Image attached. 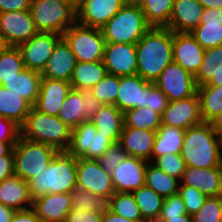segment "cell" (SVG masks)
Masks as SVG:
<instances>
[{"mask_svg": "<svg viewBox=\"0 0 222 222\" xmlns=\"http://www.w3.org/2000/svg\"><path fill=\"white\" fill-rule=\"evenodd\" d=\"M173 31L166 27H151L136 43L137 73L154 83L173 61Z\"/></svg>", "mask_w": 222, "mask_h": 222, "instance_id": "obj_1", "label": "cell"}, {"mask_svg": "<svg viewBox=\"0 0 222 222\" xmlns=\"http://www.w3.org/2000/svg\"><path fill=\"white\" fill-rule=\"evenodd\" d=\"M180 155L186 166L202 169L222 167L219 135L210 122H202L185 130Z\"/></svg>", "mask_w": 222, "mask_h": 222, "instance_id": "obj_2", "label": "cell"}, {"mask_svg": "<svg viewBox=\"0 0 222 222\" xmlns=\"http://www.w3.org/2000/svg\"><path fill=\"white\" fill-rule=\"evenodd\" d=\"M77 159L67 151H58L48 167L29 181L30 196L70 193L77 186Z\"/></svg>", "mask_w": 222, "mask_h": 222, "instance_id": "obj_3", "label": "cell"}, {"mask_svg": "<svg viewBox=\"0 0 222 222\" xmlns=\"http://www.w3.org/2000/svg\"><path fill=\"white\" fill-rule=\"evenodd\" d=\"M71 129L58 116L39 112L34 107L20 126V136L49 145L57 151H67L71 141Z\"/></svg>", "mask_w": 222, "mask_h": 222, "instance_id": "obj_4", "label": "cell"}, {"mask_svg": "<svg viewBox=\"0 0 222 222\" xmlns=\"http://www.w3.org/2000/svg\"><path fill=\"white\" fill-rule=\"evenodd\" d=\"M151 27L139 5L129 1L101 30L106 42L136 44Z\"/></svg>", "mask_w": 222, "mask_h": 222, "instance_id": "obj_5", "label": "cell"}, {"mask_svg": "<svg viewBox=\"0 0 222 222\" xmlns=\"http://www.w3.org/2000/svg\"><path fill=\"white\" fill-rule=\"evenodd\" d=\"M29 11L38 32L62 35L77 22L75 8L65 0H31Z\"/></svg>", "mask_w": 222, "mask_h": 222, "instance_id": "obj_6", "label": "cell"}, {"mask_svg": "<svg viewBox=\"0 0 222 222\" xmlns=\"http://www.w3.org/2000/svg\"><path fill=\"white\" fill-rule=\"evenodd\" d=\"M14 175L26 182L45 170L58 152L55 148L19 136L13 147Z\"/></svg>", "mask_w": 222, "mask_h": 222, "instance_id": "obj_7", "label": "cell"}, {"mask_svg": "<svg viewBox=\"0 0 222 222\" xmlns=\"http://www.w3.org/2000/svg\"><path fill=\"white\" fill-rule=\"evenodd\" d=\"M62 38L71 48L77 62L103 60L106 41L101 29L76 22L62 34Z\"/></svg>", "mask_w": 222, "mask_h": 222, "instance_id": "obj_8", "label": "cell"}, {"mask_svg": "<svg viewBox=\"0 0 222 222\" xmlns=\"http://www.w3.org/2000/svg\"><path fill=\"white\" fill-rule=\"evenodd\" d=\"M114 143L97 132L90 120L83 121L71 131V141L67 152L78 158L97 160Z\"/></svg>", "mask_w": 222, "mask_h": 222, "instance_id": "obj_9", "label": "cell"}, {"mask_svg": "<svg viewBox=\"0 0 222 222\" xmlns=\"http://www.w3.org/2000/svg\"><path fill=\"white\" fill-rule=\"evenodd\" d=\"M154 84L167 96L168 101L193 96L198 88L194 75L174 61L167 65Z\"/></svg>", "mask_w": 222, "mask_h": 222, "instance_id": "obj_10", "label": "cell"}, {"mask_svg": "<svg viewBox=\"0 0 222 222\" xmlns=\"http://www.w3.org/2000/svg\"><path fill=\"white\" fill-rule=\"evenodd\" d=\"M77 187L108 200L115 193L111 173L106 172L94 159H77Z\"/></svg>", "mask_w": 222, "mask_h": 222, "instance_id": "obj_11", "label": "cell"}, {"mask_svg": "<svg viewBox=\"0 0 222 222\" xmlns=\"http://www.w3.org/2000/svg\"><path fill=\"white\" fill-rule=\"evenodd\" d=\"M61 34L52 32H37L28 41L20 44L22 60L25 68L42 72L45 68Z\"/></svg>", "mask_w": 222, "mask_h": 222, "instance_id": "obj_12", "label": "cell"}, {"mask_svg": "<svg viewBox=\"0 0 222 222\" xmlns=\"http://www.w3.org/2000/svg\"><path fill=\"white\" fill-rule=\"evenodd\" d=\"M37 32L29 10L0 13V34L8 46L18 47Z\"/></svg>", "mask_w": 222, "mask_h": 222, "instance_id": "obj_13", "label": "cell"}, {"mask_svg": "<svg viewBox=\"0 0 222 222\" xmlns=\"http://www.w3.org/2000/svg\"><path fill=\"white\" fill-rule=\"evenodd\" d=\"M103 62L108 74L130 76L137 73L136 44L106 42Z\"/></svg>", "mask_w": 222, "mask_h": 222, "instance_id": "obj_14", "label": "cell"}, {"mask_svg": "<svg viewBox=\"0 0 222 222\" xmlns=\"http://www.w3.org/2000/svg\"><path fill=\"white\" fill-rule=\"evenodd\" d=\"M129 0H83L76 10L77 23L101 29Z\"/></svg>", "mask_w": 222, "mask_h": 222, "instance_id": "obj_15", "label": "cell"}, {"mask_svg": "<svg viewBox=\"0 0 222 222\" xmlns=\"http://www.w3.org/2000/svg\"><path fill=\"white\" fill-rule=\"evenodd\" d=\"M200 100L196 93L185 99L169 101L162 115V124L182 129L202 123Z\"/></svg>", "mask_w": 222, "mask_h": 222, "instance_id": "obj_16", "label": "cell"}, {"mask_svg": "<svg viewBox=\"0 0 222 222\" xmlns=\"http://www.w3.org/2000/svg\"><path fill=\"white\" fill-rule=\"evenodd\" d=\"M148 161L127 156L126 159L111 173L115 192H128L145 185V172Z\"/></svg>", "mask_w": 222, "mask_h": 222, "instance_id": "obj_17", "label": "cell"}, {"mask_svg": "<svg viewBox=\"0 0 222 222\" xmlns=\"http://www.w3.org/2000/svg\"><path fill=\"white\" fill-rule=\"evenodd\" d=\"M204 52L191 33L173 32V61L194 76L200 69Z\"/></svg>", "mask_w": 222, "mask_h": 222, "instance_id": "obj_18", "label": "cell"}, {"mask_svg": "<svg viewBox=\"0 0 222 222\" xmlns=\"http://www.w3.org/2000/svg\"><path fill=\"white\" fill-rule=\"evenodd\" d=\"M71 89L70 82L42 78L38 98L33 107L41 113L58 116L64 100Z\"/></svg>", "mask_w": 222, "mask_h": 222, "instance_id": "obj_19", "label": "cell"}, {"mask_svg": "<svg viewBox=\"0 0 222 222\" xmlns=\"http://www.w3.org/2000/svg\"><path fill=\"white\" fill-rule=\"evenodd\" d=\"M180 185L192 186L206 197L222 196V167L202 169L186 166Z\"/></svg>", "mask_w": 222, "mask_h": 222, "instance_id": "obj_20", "label": "cell"}, {"mask_svg": "<svg viewBox=\"0 0 222 222\" xmlns=\"http://www.w3.org/2000/svg\"><path fill=\"white\" fill-rule=\"evenodd\" d=\"M150 83L138 74L119 77V92L114 105L123 113L132 108L145 107Z\"/></svg>", "mask_w": 222, "mask_h": 222, "instance_id": "obj_21", "label": "cell"}, {"mask_svg": "<svg viewBox=\"0 0 222 222\" xmlns=\"http://www.w3.org/2000/svg\"><path fill=\"white\" fill-rule=\"evenodd\" d=\"M204 9L198 0H174L166 28L173 32L190 33L200 25Z\"/></svg>", "mask_w": 222, "mask_h": 222, "instance_id": "obj_22", "label": "cell"}, {"mask_svg": "<svg viewBox=\"0 0 222 222\" xmlns=\"http://www.w3.org/2000/svg\"><path fill=\"white\" fill-rule=\"evenodd\" d=\"M76 57L66 41L61 38L41 72L42 78L58 79L70 82L76 66Z\"/></svg>", "mask_w": 222, "mask_h": 222, "instance_id": "obj_23", "label": "cell"}, {"mask_svg": "<svg viewBox=\"0 0 222 222\" xmlns=\"http://www.w3.org/2000/svg\"><path fill=\"white\" fill-rule=\"evenodd\" d=\"M72 207L70 193L42 195L33 200L32 209L42 222H65Z\"/></svg>", "mask_w": 222, "mask_h": 222, "instance_id": "obj_24", "label": "cell"}, {"mask_svg": "<svg viewBox=\"0 0 222 222\" xmlns=\"http://www.w3.org/2000/svg\"><path fill=\"white\" fill-rule=\"evenodd\" d=\"M191 35L204 48L222 46V8H205Z\"/></svg>", "mask_w": 222, "mask_h": 222, "instance_id": "obj_25", "label": "cell"}, {"mask_svg": "<svg viewBox=\"0 0 222 222\" xmlns=\"http://www.w3.org/2000/svg\"><path fill=\"white\" fill-rule=\"evenodd\" d=\"M0 203L15 211L32 208L29 182L13 175L0 182Z\"/></svg>", "mask_w": 222, "mask_h": 222, "instance_id": "obj_26", "label": "cell"}, {"mask_svg": "<svg viewBox=\"0 0 222 222\" xmlns=\"http://www.w3.org/2000/svg\"><path fill=\"white\" fill-rule=\"evenodd\" d=\"M156 132L123 126L119 144L128 156L151 162Z\"/></svg>", "mask_w": 222, "mask_h": 222, "instance_id": "obj_27", "label": "cell"}, {"mask_svg": "<svg viewBox=\"0 0 222 222\" xmlns=\"http://www.w3.org/2000/svg\"><path fill=\"white\" fill-rule=\"evenodd\" d=\"M96 127L97 132L105 135L114 144L119 143L123 125L124 117L115 105H102L95 117L90 120Z\"/></svg>", "mask_w": 222, "mask_h": 222, "instance_id": "obj_28", "label": "cell"}, {"mask_svg": "<svg viewBox=\"0 0 222 222\" xmlns=\"http://www.w3.org/2000/svg\"><path fill=\"white\" fill-rule=\"evenodd\" d=\"M185 129L161 125L156 131L151 162L166 154H181Z\"/></svg>", "mask_w": 222, "mask_h": 222, "instance_id": "obj_29", "label": "cell"}, {"mask_svg": "<svg viewBox=\"0 0 222 222\" xmlns=\"http://www.w3.org/2000/svg\"><path fill=\"white\" fill-rule=\"evenodd\" d=\"M41 79V72L25 68L3 86L34 106L40 91Z\"/></svg>", "mask_w": 222, "mask_h": 222, "instance_id": "obj_30", "label": "cell"}, {"mask_svg": "<svg viewBox=\"0 0 222 222\" xmlns=\"http://www.w3.org/2000/svg\"><path fill=\"white\" fill-rule=\"evenodd\" d=\"M107 74L103 60L94 62H77L70 84L72 89L90 90Z\"/></svg>", "mask_w": 222, "mask_h": 222, "instance_id": "obj_31", "label": "cell"}, {"mask_svg": "<svg viewBox=\"0 0 222 222\" xmlns=\"http://www.w3.org/2000/svg\"><path fill=\"white\" fill-rule=\"evenodd\" d=\"M32 107L22 97L0 86V116L13 120L21 126Z\"/></svg>", "mask_w": 222, "mask_h": 222, "instance_id": "obj_32", "label": "cell"}, {"mask_svg": "<svg viewBox=\"0 0 222 222\" xmlns=\"http://www.w3.org/2000/svg\"><path fill=\"white\" fill-rule=\"evenodd\" d=\"M145 186L166 198L178 194L180 180L165 173L152 162H148L145 172Z\"/></svg>", "mask_w": 222, "mask_h": 222, "instance_id": "obj_33", "label": "cell"}, {"mask_svg": "<svg viewBox=\"0 0 222 222\" xmlns=\"http://www.w3.org/2000/svg\"><path fill=\"white\" fill-rule=\"evenodd\" d=\"M197 94L202 121H212L222 111V86L210 84L198 86Z\"/></svg>", "mask_w": 222, "mask_h": 222, "instance_id": "obj_34", "label": "cell"}, {"mask_svg": "<svg viewBox=\"0 0 222 222\" xmlns=\"http://www.w3.org/2000/svg\"><path fill=\"white\" fill-rule=\"evenodd\" d=\"M145 222H157L164 198L147 186L132 192Z\"/></svg>", "mask_w": 222, "mask_h": 222, "instance_id": "obj_35", "label": "cell"}, {"mask_svg": "<svg viewBox=\"0 0 222 222\" xmlns=\"http://www.w3.org/2000/svg\"><path fill=\"white\" fill-rule=\"evenodd\" d=\"M85 103L82 90L71 89L64 100L58 117L72 130L86 121L84 117Z\"/></svg>", "mask_w": 222, "mask_h": 222, "instance_id": "obj_36", "label": "cell"}, {"mask_svg": "<svg viewBox=\"0 0 222 222\" xmlns=\"http://www.w3.org/2000/svg\"><path fill=\"white\" fill-rule=\"evenodd\" d=\"M174 0H137L146 21L152 27H166L169 24Z\"/></svg>", "mask_w": 222, "mask_h": 222, "instance_id": "obj_37", "label": "cell"}, {"mask_svg": "<svg viewBox=\"0 0 222 222\" xmlns=\"http://www.w3.org/2000/svg\"><path fill=\"white\" fill-rule=\"evenodd\" d=\"M124 125L139 130L157 131L162 124V116L147 108H132L123 113Z\"/></svg>", "mask_w": 222, "mask_h": 222, "instance_id": "obj_38", "label": "cell"}, {"mask_svg": "<svg viewBox=\"0 0 222 222\" xmlns=\"http://www.w3.org/2000/svg\"><path fill=\"white\" fill-rule=\"evenodd\" d=\"M73 210L82 212H95L102 214L108 209L109 200L104 196L95 195L80 187H75L70 192Z\"/></svg>", "mask_w": 222, "mask_h": 222, "instance_id": "obj_39", "label": "cell"}, {"mask_svg": "<svg viewBox=\"0 0 222 222\" xmlns=\"http://www.w3.org/2000/svg\"><path fill=\"white\" fill-rule=\"evenodd\" d=\"M222 71V46L205 49L204 59L196 73L197 86L208 84L214 76Z\"/></svg>", "mask_w": 222, "mask_h": 222, "instance_id": "obj_40", "label": "cell"}, {"mask_svg": "<svg viewBox=\"0 0 222 222\" xmlns=\"http://www.w3.org/2000/svg\"><path fill=\"white\" fill-rule=\"evenodd\" d=\"M108 208L117 215L135 222H145L132 193L115 192L109 199Z\"/></svg>", "mask_w": 222, "mask_h": 222, "instance_id": "obj_41", "label": "cell"}, {"mask_svg": "<svg viewBox=\"0 0 222 222\" xmlns=\"http://www.w3.org/2000/svg\"><path fill=\"white\" fill-rule=\"evenodd\" d=\"M24 69L20 49L15 46H7L0 53V86L16 77Z\"/></svg>", "mask_w": 222, "mask_h": 222, "instance_id": "obj_42", "label": "cell"}, {"mask_svg": "<svg viewBox=\"0 0 222 222\" xmlns=\"http://www.w3.org/2000/svg\"><path fill=\"white\" fill-rule=\"evenodd\" d=\"M90 91L102 105H114L119 92V76L107 73Z\"/></svg>", "mask_w": 222, "mask_h": 222, "instance_id": "obj_43", "label": "cell"}, {"mask_svg": "<svg viewBox=\"0 0 222 222\" xmlns=\"http://www.w3.org/2000/svg\"><path fill=\"white\" fill-rule=\"evenodd\" d=\"M192 219L193 222H222V196L207 197Z\"/></svg>", "mask_w": 222, "mask_h": 222, "instance_id": "obj_44", "label": "cell"}, {"mask_svg": "<svg viewBox=\"0 0 222 222\" xmlns=\"http://www.w3.org/2000/svg\"><path fill=\"white\" fill-rule=\"evenodd\" d=\"M153 164L162 169L165 173L179 180H181L186 168L185 161L182 159L181 155L178 154L163 155L158 157Z\"/></svg>", "mask_w": 222, "mask_h": 222, "instance_id": "obj_45", "label": "cell"}, {"mask_svg": "<svg viewBox=\"0 0 222 222\" xmlns=\"http://www.w3.org/2000/svg\"><path fill=\"white\" fill-rule=\"evenodd\" d=\"M178 194L181 196L187 214L193 216L203 205L207 198L201 191L192 186H179Z\"/></svg>", "mask_w": 222, "mask_h": 222, "instance_id": "obj_46", "label": "cell"}, {"mask_svg": "<svg viewBox=\"0 0 222 222\" xmlns=\"http://www.w3.org/2000/svg\"><path fill=\"white\" fill-rule=\"evenodd\" d=\"M128 154L119 144H113L108 150L97 159L104 171L112 173L122 163Z\"/></svg>", "mask_w": 222, "mask_h": 222, "instance_id": "obj_47", "label": "cell"}, {"mask_svg": "<svg viewBox=\"0 0 222 222\" xmlns=\"http://www.w3.org/2000/svg\"><path fill=\"white\" fill-rule=\"evenodd\" d=\"M187 214L185 204L179 194L164 198L161 212L157 222H163L168 217H175Z\"/></svg>", "mask_w": 222, "mask_h": 222, "instance_id": "obj_48", "label": "cell"}, {"mask_svg": "<svg viewBox=\"0 0 222 222\" xmlns=\"http://www.w3.org/2000/svg\"><path fill=\"white\" fill-rule=\"evenodd\" d=\"M168 98L154 84H149V94H146L145 107L157 112L161 116L168 105Z\"/></svg>", "mask_w": 222, "mask_h": 222, "instance_id": "obj_49", "label": "cell"}, {"mask_svg": "<svg viewBox=\"0 0 222 222\" xmlns=\"http://www.w3.org/2000/svg\"><path fill=\"white\" fill-rule=\"evenodd\" d=\"M20 126L13 120L0 116V142H17Z\"/></svg>", "mask_w": 222, "mask_h": 222, "instance_id": "obj_50", "label": "cell"}, {"mask_svg": "<svg viewBox=\"0 0 222 222\" xmlns=\"http://www.w3.org/2000/svg\"><path fill=\"white\" fill-rule=\"evenodd\" d=\"M82 96L85 103L84 117L86 120H92L99 112L102 104L90 90H82Z\"/></svg>", "mask_w": 222, "mask_h": 222, "instance_id": "obj_51", "label": "cell"}, {"mask_svg": "<svg viewBox=\"0 0 222 222\" xmlns=\"http://www.w3.org/2000/svg\"><path fill=\"white\" fill-rule=\"evenodd\" d=\"M65 222H102V214L71 209Z\"/></svg>", "mask_w": 222, "mask_h": 222, "instance_id": "obj_52", "label": "cell"}, {"mask_svg": "<svg viewBox=\"0 0 222 222\" xmlns=\"http://www.w3.org/2000/svg\"><path fill=\"white\" fill-rule=\"evenodd\" d=\"M14 175V152L13 149L0 157V182Z\"/></svg>", "mask_w": 222, "mask_h": 222, "instance_id": "obj_53", "label": "cell"}, {"mask_svg": "<svg viewBox=\"0 0 222 222\" xmlns=\"http://www.w3.org/2000/svg\"><path fill=\"white\" fill-rule=\"evenodd\" d=\"M31 0H0V13L29 10Z\"/></svg>", "mask_w": 222, "mask_h": 222, "instance_id": "obj_54", "label": "cell"}, {"mask_svg": "<svg viewBox=\"0 0 222 222\" xmlns=\"http://www.w3.org/2000/svg\"><path fill=\"white\" fill-rule=\"evenodd\" d=\"M11 222H42L36 212L30 208L27 210L15 211Z\"/></svg>", "mask_w": 222, "mask_h": 222, "instance_id": "obj_55", "label": "cell"}, {"mask_svg": "<svg viewBox=\"0 0 222 222\" xmlns=\"http://www.w3.org/2000/svg\"><path fill=\"white\" fill-rule=\"evenodd\" d=\"M102 222H135L115 214L109 208L102 213Z\"/></svg>", "mask_w": 222, "mask_h": 222, "instance_id": "obj_56", "label": "cell"}, {"mask_svg": "<svg viewBox=\"0 0 222 222\" xmlns=\"http://www.w3.org/2000/svg\"><path fill=\"white\" fill-rule=\"evenodd\" d=\"M15 210L0 203V222H11Z\"/></svg>", "mask_w": 222, "mask_h": 222, "instance_id": "obj_57", "label": "cell"}, {"mask_svg": "<svg viewBox=\"0 0 222 222\" xmlns=\"http://www.w3.org/2000/svg\"><path fill=\"white\" fill-rule=\"evenodd\" d=\"M210 124L218 135L222 133V111L210 121Z\"/></svg>", "mask_w": 222, "mask_h": 222, "instance_id": "obj_58", "label": "cell"}, {"mask_svg": "<svg viewBox=\"0 0 222 222\" xmlns=\"http://www.w3.org/2000/svg\"><path fill=\"white\" fill-rule=\"evenodd\" d=\"M204 8H222V0H198Z\"/></svg>", "mask_w": 222, "mask_h": 222, "instance_id": "obj_59", "label": "cell"}, {"mask_svg": "<svg viewBox=\"0 0 222 222\" xmlns=\"http://www.w3.org/2000/svg\"><path fill=\"white\" fill-rule=\"evenodd\" d=\"M15 144L16 142H0V157L7 155Z\"/></svg>", "mask_w": 222, "mask_h": 222, "instance_id": "obj_60", "label": "cell"}, {"mask_svg": "<svg viewBox=\"0 0 222 222\" xmlns=\"http://www.w3.org/2000/svg\"><path fill=\"white\" fill-rule=\"evenodd\" d=\"M163 222H193L192 216L184 214L181 216L168 217V219Z\"/></svg>", "mask_w": 222, "mask_h": 222, "instance_id": "obj_61", "label": "cell"}, {"mask_svg": "<svg viewBox=\"0 0 222 222\" xmlns=\"http://www.w3.org/2000/svg\"><path fill=\"white\" fill-rule=\"evenodd\" d=\"M208 84L222 86V71L217 76H214Z\"/></svg>", "mask_w": 222, "mask_h": 222, "instance_id": "obj_62", "label": "cell"}, {"mask_svg": "<svg viewBox=\"0 0 222 222\" xmlns=\"http://www.w3.org/2000/svg\"><path fill=\"white\" fill-rule=\"evenodd\" d=\"M67 3H69L75 10L78 9V7L82 4L83 0H65Z\"/></svg>", "mask_w": 222, "mask_h": 222, "instance_id": "obj_63", "label": "cell"}, {"mask_svg": "<svg viewBox=\"0 0 222 222\" xmlns=\"http://www.w3.org/2000/svg\"><path fill=\"white\" fill-rule=\"evenodd\" d=\"M8 45L5 43L2 35L0 34V53L7 47Z\"/></svg>", "mask_w": 222, "mask_h": 222, "instance_id": "obj_64", "label": "cell"}, {"mask_svg": "<svg viewBox=\"0 0 222 222\" xmlns=\"http://www.w3.org/2000/svg\"><path fill=\"white\" fill-rule=\"evenodd\" d=\"M219 140H220V147H221V151H222V133L219 135Z\"/></svg>", "mask_w": 222, "mask_h": 222, "instance_id": "obj_65", "label": "cell"}]
</instances>
